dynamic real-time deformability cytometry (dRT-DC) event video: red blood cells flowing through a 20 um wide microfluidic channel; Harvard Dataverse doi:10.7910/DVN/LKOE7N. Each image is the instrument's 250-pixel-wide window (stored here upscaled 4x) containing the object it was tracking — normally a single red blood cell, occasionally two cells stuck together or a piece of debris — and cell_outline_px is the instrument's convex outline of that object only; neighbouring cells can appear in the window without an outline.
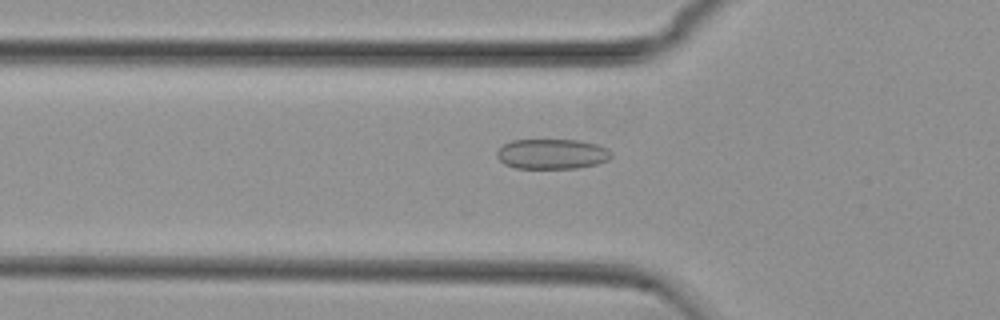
{"species": "common noctule bat (a hibernating species)", "species_latin": "Nyctalus noctula", "temperature_condition": "cold", "stored_images_in_passage": 43, "camera_frame_rate_fps": 3000, "um_per_image_px": 0.085, "animal": {"sex": "female", "body_mass_g": 29.2, "forearm_length_mm": 56.3}, "frame": {"image": 1, "passage_image": 7, "time_ms": 2.0, "image_size_px": [1000, 320], "cell_outline_px": [[612, 156], [608, 160], [596, 164], [576, 168], [516, 168], [504, 164], [496, 156], [496, 152], [504, 144], [512, 140], [580, 140], [596, 144], [608, 148], [612, 152]], "centroid_in_image_um": [46.93, 13.08], "position_along_channel_um": 78.9, "area_um2": 20.11}}
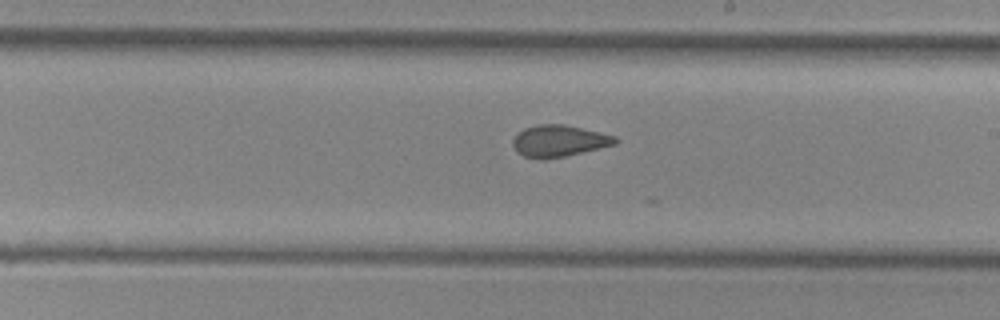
{"frame": {"image": 2, "passage_image": 20, "time_ms": 6.333, "image_size_px": [1000, 320], "cell_outline_px": [[620, 140], [616, 144], [600, 148], [564, 156], [544, 160], [540, 160], [524, 156], [516, 152], [512, 144], [512, 140], [516, 132], [524, 128], [536, 124], [564, 124], [616, 136]], "centroid_in_image_um": [47.47, 11.98], "position_along_channel_um": 241.5, "area_um2": 19.13}}
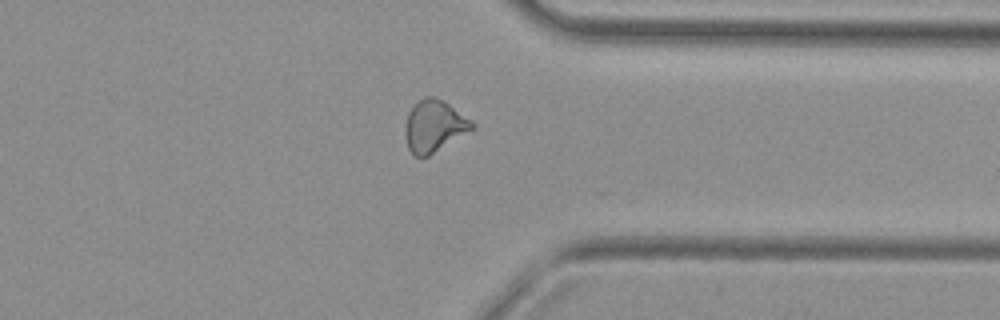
{"frame": {"image": 3, "passage_image": 31, "time_ms": 10.0, "image_size_px": [1000, 320], "cell_outline_px": [[476, 128], [428, 156], [416, 156], [408, 148], [404, 128], [408, 112], [424, 96], [432, 96], [444, 100], [472, 120], [476, 124]], "centroid_in_image_um": [36.94, 10.7], "position_along_channel_um": 374.5, "area_um2": 20.23}, "authors_computed_cell_mechanics": {"area_um2": 19.4208, "velocity_mm_per_s": 3.7471, "shape_relaxation_time_tau1_ms": null, "shape_relaxation_time_tau2_ms": 1.6925, "deformation_change_tau1": null, "deformation_change_tau2": 0.0743}}